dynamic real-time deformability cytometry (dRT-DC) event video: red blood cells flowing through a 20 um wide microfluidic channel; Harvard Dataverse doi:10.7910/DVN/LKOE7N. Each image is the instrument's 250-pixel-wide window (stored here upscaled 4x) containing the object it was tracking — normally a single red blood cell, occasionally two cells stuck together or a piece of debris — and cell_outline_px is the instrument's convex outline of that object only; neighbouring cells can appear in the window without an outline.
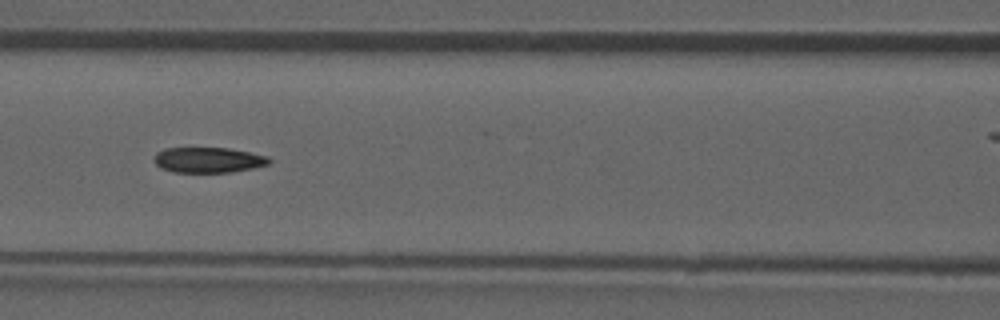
{"species": "common noctule bat (a hibernating species)", "species_latin": "Nyctalus noctula", "temperature_condition": "room temperature", "stored_images_in_passage": 10, "camera_frame_rate_fps": 3000, "um_per_image_px": 0.085, "animal": {"sex": "male", "forearm_length_mm": 52.5}, "frame": {"image": 1, "passage_image": 6, "time_ms": 6.667, "image_size_px": [1000, 320], "cell_outline_px": [[272, 160], [268, 164], [256, 168], [232, 172], [172, 172], [160, 168], [156, 164], [156, 152], [164, 148], [228, 148], [252, 152], [268, 156]], "centroid_in_image_um": [17.76, 13.6], "position_along_channel_um": 148.8, "area_um2": 17.17}}
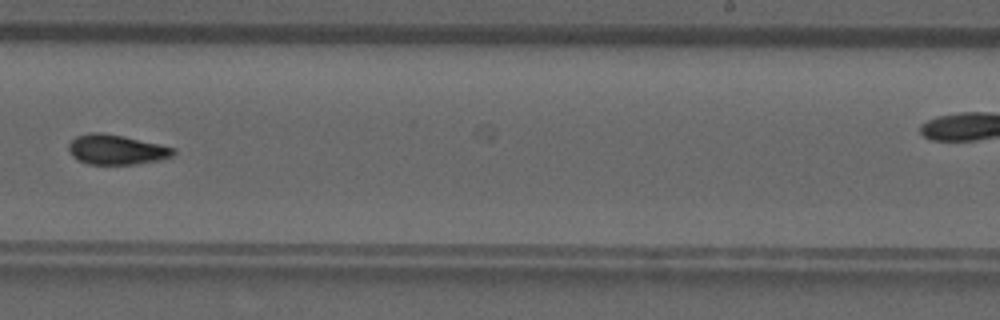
{"frame": {"image": 2, "passage_image": 9, "time_ms": 10.0, "image_size_px": [1000, 320], "cell_outline_px": [[176, 152], [172, 156], [160, 160], [136, 164], [88, 164], [72, 156], [68, 148], [68, 144], [76, 136], [88, 132], [104, 132], [124, 136], [160, 144], [176, 148]], "centroid_in_image_um": [9.9, 12.7], "position_along_channel_um": 279.1, "area_um2": 18.38}}